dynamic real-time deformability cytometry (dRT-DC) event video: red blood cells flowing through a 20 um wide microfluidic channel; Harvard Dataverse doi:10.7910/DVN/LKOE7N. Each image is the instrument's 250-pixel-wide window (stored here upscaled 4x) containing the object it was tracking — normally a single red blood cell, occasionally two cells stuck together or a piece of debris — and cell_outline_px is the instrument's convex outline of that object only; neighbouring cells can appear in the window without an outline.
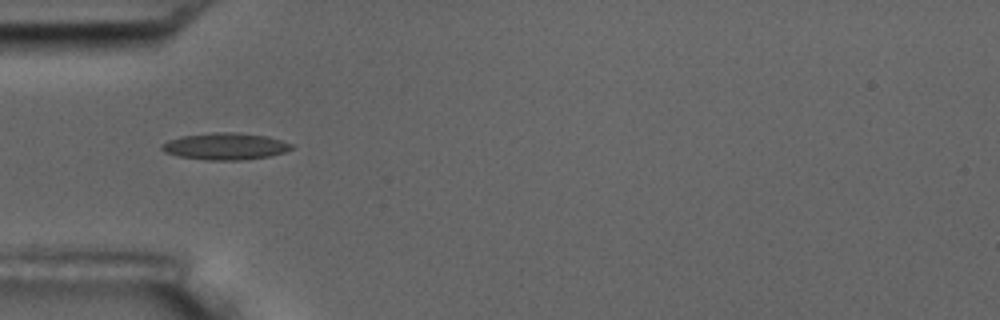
{"species": "common noctule bat (a hibernating species)", "species_latin": "Nyctalus noctula", "temperature_condition": "room temperature", "stored_images_in_passage": 4, "camera_frame_rate_fps": 3000, "um_per_image_px": 0.085, "animal": {"sex": "male", "body_mass_g": 17.5, "forearm_length_mm": 52.3}, "frame": {"image": 1, "passage_image": 3, "time_ms": 2.333, "image_size_px": [1000, 320], "cell_outline_px": [[292, 148], [284, 152], [268, 156], [240, 160], [204, 160], [180, 156], [164, 152], [160, 148], [160, 144], [168, 140], [180, 136], [212, 132], [236, 132], [268, 136], [292, 144]], "centroid_in_image_um": [19.1, 12.43], "position_along_channel_um": 65.9, "area_um2": 20.29}}